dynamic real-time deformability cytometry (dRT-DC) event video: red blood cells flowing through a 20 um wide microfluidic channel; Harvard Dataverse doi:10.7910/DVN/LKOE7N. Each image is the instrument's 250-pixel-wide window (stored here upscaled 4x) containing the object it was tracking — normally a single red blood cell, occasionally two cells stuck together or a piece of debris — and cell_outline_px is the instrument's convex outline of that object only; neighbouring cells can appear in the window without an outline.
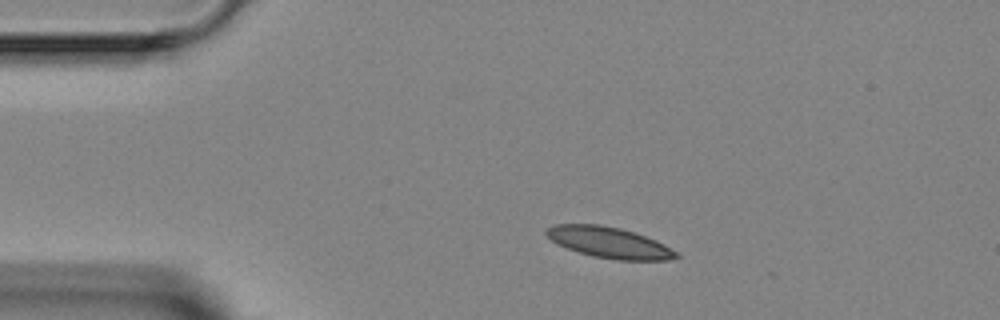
{"species": "Egyptian fruit bat (a non-hibernating species)", "species_latin": "Rousettus aegyptiacus", "temperature_condition": "room temperature", "stored_images_in_passage": 2, "camera_frame_rate_fps": 3000, "um_per_image_px": 0.085, "animal": {"sex": "female"}, "frame": {"image": 1, "passage_image": 1, "time_ms": 0.0, "image_size_px": [1000, 320], "cell_outline_px": [[680, 256], [668, 260], [616, 260], [592, 256], [556, 244], [544, 232], [548, 228], [556, 224], [600, 224], [620, 228], [636, 232], [656, 240], [664, 244], [676, 252]], "centroid_in_image_um": [51.79, 20.61], "position_along_channel_um": 33.2, "area_um2": 23.35}}